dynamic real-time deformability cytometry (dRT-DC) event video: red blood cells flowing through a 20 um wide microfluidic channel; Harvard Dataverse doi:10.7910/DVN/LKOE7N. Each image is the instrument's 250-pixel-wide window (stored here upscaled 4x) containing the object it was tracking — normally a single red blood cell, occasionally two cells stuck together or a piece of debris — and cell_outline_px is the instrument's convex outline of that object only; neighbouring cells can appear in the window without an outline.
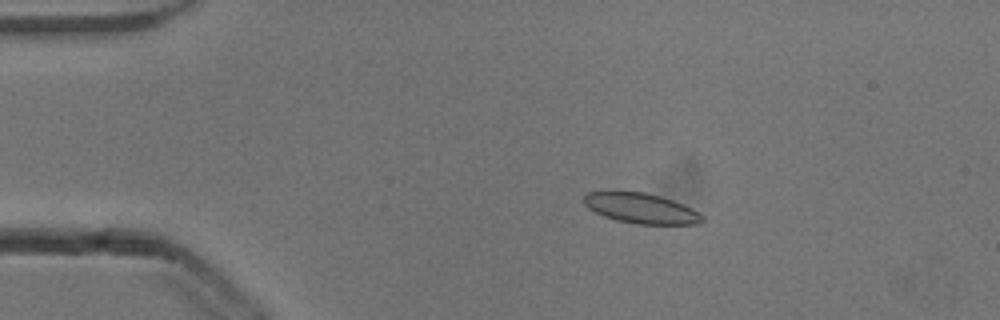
{"species": "common noctule bat (a hibernating species)", "species_latin": "Nyctalus noctula", "temperature_condition": "cold", "stored_images_in_passage": 53, "camera_frame_rate_fps": 3000, "um_per_image_px": 0.085, "animal": {"sex": "male", "body_mass_g": 13.3}, "frame": {"image": 1, "passage_image": 10, "time_ms": 3.0, "image_size_px": [1000, 320], "cell_outline_px": [[704, 220], [700, 224], [636, 224], [616, 220], [604, 216], [588, 208], [584, 204], [584, 196], [588, 192], [604, 188], [612, 188], [644, 192], [660, 196], [684, 204], [700, 212], [704, 216]], "centroid_in_image_um": [54.44, 17.65], "position_along_channel_um": 30.6, "area_um2": 21.73}}
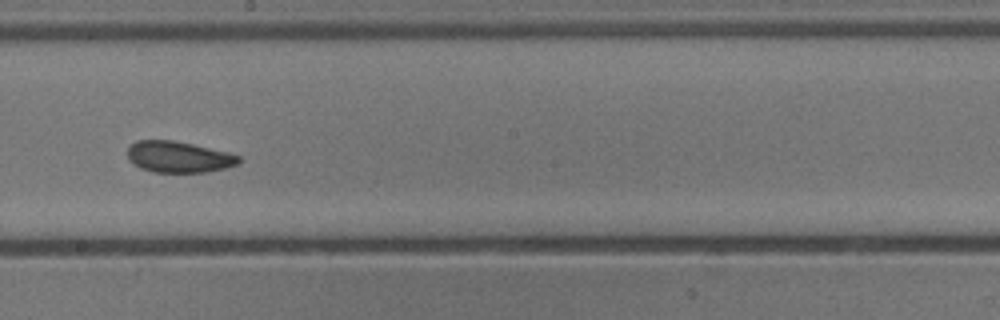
{"frame": {"image": 2, "passage_image": 30, "time_ms": 9.667, "image_size_px": [1000, 320], "cell_outline_px": [[240, 160], [236, 164], [224, 168], [208, 172], [152, 172], [140, 168], [132, 164], [128, 160], [128, 148], [136, 140], [172, 140], [192, 144], [228, 152], [240, 156]], "centroid_in_image_um": [15.14, 13.34], "position_along_channel_um": 233.1, "area_um2": 20.23}}
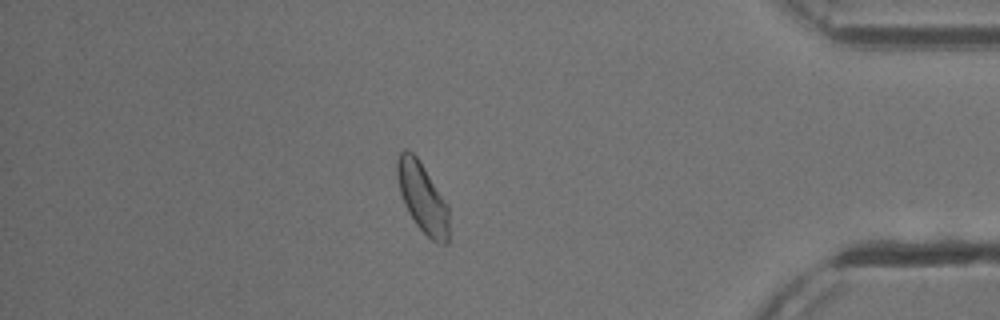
{"frame": {"image": 3, "passage_image": 46, "time_ms": 15.0, "image_size_px": [1000, 320], "cell_outline_px": [[448, 244], [440, 244], [432, 240], [416, 224], [408, 212], [404, 204], [400, 192], [396, 172], [396, 160], [400, 152], [404, 148], [412, 152], [416, 156], [448, 204]], "centroid_in_image_um": [35.9, 16.79], "position_along_channel_um": 399.3, "area_um2": 20.92}, "authors_computed_cell_mechanics": {"area_um2": 20.8658, "velocity_mm_per_s": 3.8503, "shape_relaxation_time_tau1_ms": 5.3571, "shape_relaxation_time_tau2_ms": 2.5747, "deformation_change_tau1": 0.1131, "deformation_change_tau2": 0.059}}